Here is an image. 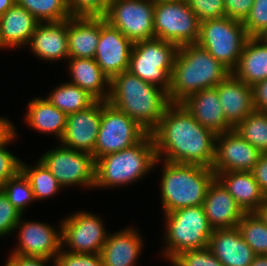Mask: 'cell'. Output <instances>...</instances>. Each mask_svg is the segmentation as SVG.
I'll return each instance as SVG.
<instances>
[{
  "instance_id": "f5cc1de1",
  "label": "cell",
  "mask_w": 267,
  "mask_h": 266,
  "mask_svg": "<svg viewBox=\"0 0 267 266\" xmlns=\"http://www.w3.org/2000/svg\"><path fill=\"white\" fill-rule=\"evenodd\" d=\"M149 1H151L153 3H156V2H159V1H166V0H149Z\"/></svg>"
},
{
  "instance_id": "74e56055",
  "label": "cell",
  "mask_w": 267,
  "mask_h": 266,
  "mask_svg": "<svg viewBox=\"0 0 267 266\" xmlns=\"http://www.w3.org/2000/svg\"><path fill=\"white\" fill-rule=\"evenodd\" d=\"M72 16H105L112 0H66Z\"/></svg>"
},
{
  "instance_id": "30bf717a",
  "label": "cell",
  "mask_w": 267,
  "mask_h": 266,
  "mask_svg": "<svg viewBox=\"0 0 267 266\" xmlns=\"http://www.w3.org/2000/svg\"><path fill=\"white\" fill-rule=\"evenodd\" d=\"M200 20L186 0H166L155 3V38L171 42L178 47L197 44Z\"/></svg>"
},
{
  "instance_id": "bcb514c9",
  "label": "cell",
  "mask_w": 267,
  "mask_h": 266,
  "mask_svg": "<svg viewBox=\"0 0 267 266\" xmlns=\"http://www.w3.org/2000/svg\"><path fill=\"white\" fill-rule=\"evenodd\" d=\"M252 174L260 189L267 197V153H262L260 159L252 169Z\"/></svg>"
},
{
  "instance_id": "52a82bcc",
  "label": "cell",
  "mask_w": 267,
  "mask_h": 266,
  "mask_svg": "<svg viewBox=\"0 0 267 266\" xmlns=\"http://www.w3.org/2000/svg\"><path fill=\"white\" fill-rule=\"evenodd\" d=\"M177 50L176 44L159 38L138 41L133 44L128 71L168 92Z\"/></svg>"
},
{
  "instance_id": "7dc6e473",
  "label": "cell",
  "mask_w": 267,
  "mask_h": 266,
  "mask_svg": "<svg viewBox=\"0 0 267 266\" xmlns=\"http://www.w3.org/2000/svg\"><path fill=\"white\" fill-rule=\"evenodd\" d=\"M7 118L0 117V144L7 142L17 131Z\"/></svg>"
},
{
  "instance_id": "db71d44e",
  "label": "cell",
  "mask_w": 267,
  "mask_h": 266,
  "mask_svg": "<svg viewBox=\"0 0 267 266\" xmlns=\"http://www.w3.org/2000/svg\"><path fill=\"white\" fill-rule=\"evenodd\" d=\"M3 49L4 47H3V45H2V43H1V40H0V49Z\"/></svg>"
},
{
  "instance_id": "f1b7e54d",
  "label": "cell",
  "mask_w": 267,
  "mask_h": 266,
  "mask_svg": "<svg viewBox=\"0 0 267 266\" xmlns=\"http://www.w3.org/2000/svg\"><path fill=\"white\" fill-rule=\"evenodd\" d=\"M66 118L67 115L46 98H35L28 103L24 121L38 132L56 135L60 141L65 132Z\"/></svg>"
},
{
  "instance_id": "f546056e",
  "label": "cell",
  "mask_w": 267,
  "mask_h": 266,
  "mask_svg": "<svg viewBox=\"0 0 267 266\" xmlns=\"http://www.w3.org/2000/svg\"><path fill=\"white\" fill-rule=\"evenodd\" d=\"M46 99L66 115L86 109L96 101L87 91L69 82L56 87Z\"/></svg>"
},
{
  "instance_id": "5b68a950",
  "label": "cell",
  "mask_w": 267,
  "mask_h": 266,
  "mask_svg": "<svg viewBox=\"0 0 267 266\" xmlns=\"http://www.w3.org/2000/svg\"><path fill=\"white\" fill-rule=\"evenodd\" d=\"M161 199L164 214L203 205L214 171L202 165L163 160Z\"/></svg>"
},
{
  "instance_id": "3957f363",
  "label": "cell",
  "mask_w": 267,
  "mask_h": 266,
  "mask_svg": "<svg viewBox=\"0 0 267 266\" xmlns=\"http://www.w3.org/2000/svg\"><path fill=\"white\" fill-rule=\"evenodd\" d=\"M231 72L198 44L179 46L170 76V103H182L190 95L216 87Z\"/></svg>"
},
{
  "instance_id": "484cf974",
  "label": "cell",
  "mask_w": 267,
  "mask_h": 266,
  "mask_svg": "<svg viewBox=\"0 0 267 266\" xmlns=\"http://www.w3.org/2000/svg\"><path fill=\"white\" fill-rule=\"evenodd\" d=\"M71 77L69 83L87 91L98 101H107L110 79L103 73L94 58H68Z\"/></svg>"
},
{
  "instance_id": "ab89813d",
  "label": "cell",
  "mask_w": 267,
  "mask_h": 266,
  "mask_svg": "<svg viewBox=\"0 0 267 266\" xmlns=\"http://www.w3.org/2000/svg\"><path fill=\"white\" fill-rule=\"evenodd\" d=\"M21 216L0 188V237L13 233Z\"/></svg>"
},
{
  "instance_id": "d590c367",
  "label": "cell",
  "mask_w": 267,
  "mask_h": 266,
  "mask_svg": "<svg viewBox=\"0 0 267 266\" xmlns=\"http://www.w3.org/2000/svg\"><path fill=\"white\" fill-rule=\"evenodd\" d=\"M170 262L174 266H224L208 247L181 252Z\"/></svg>"
},
{
  "instance_id": "c3c4849f",
  "label": "cell",
  "mask_w": 267,
  "mask_h": 266,
  "mask_svg": "<svg viewBox=\"0 0 267 266\" xmlns=\"http://www.w3.org/2000/svg\"><path fill=\"white\" fill-rule=\"evenodd\" d=\"M256 213L260 216V218L267 226V197L265 198V201L261 204V206L257 209Z\"/></svg>"
},
{
  "instance_id": "4316f807",
  "label": "cell",
  "mask_w": 267,
  "mask_h": 266,
  "mask_svg": "<svg viewBox=\"0 0 267 266\" xmlns=\"http://www.w3.org/2000/svg\"><path fill=\"white\" fill-rule=\"evenodd\" d=\"M216 177L226 187L244 213L256 212L265 201L266 196L252 172H219Z\"/></svg>"
},
{
  "instance_id": "f6af8a7d",
  "label": "cell",
  "mask_w": 267,
  "mask_h": 266,
  "mask_svg": "<svg viewBox=\"0 0 267 266\" xmlns=\"http://www.w3.org/2000/svg\"><path fill=\"white\" fill-rule=\"evenodd\" d=\"M51 259L44 257H32V256H21L17 254H11L8 261H6L5 266H46V262ZM54 266L55 260L53 261Z\"/></svg>"
},
{
  "instance_id": "cb8c5ba5",
  "label": "cell",
  "mask_w": 267,
  "mask_h": 266,
  "mask_svg": "<svg viewBox=\"0 0 267 266\" xmlns=\"http://www.w3.org/2000/svg\"><path fill=\"white\" fill-rule=\"evenodd\" d=\"M100 38V16L68 19L69 58H94Z\"/></svg>"
},
{
  "instance_id": "4fadbf2b",
  "label": "cell",
  "mask_w": 267,
  "mask_h": 266,
  "mask_svg": "<svg viewBox=\"0 0 267 266\" xmlns=\"http://www.w3.org/2000/svg\"><path fill=\"white\" fill-rule=\"evenodd\" d=\"M62 247L67 252L98 254L106 242L108 233L102 219L86 211L76 212L61 221Z\"/></svg>"
},
{
  "instance_id": "e575fe53",
  "label": "cell",
  "mask_w": 267,
  "mask_h": 266,
  "mask_svg": "<svg viewBox=\"0 0 267 266\" xmlns=\"http://www.w3.org/2000/svg\"><path fill=\"white\" fill-rule=\"evenodd\" d=\"M11 204L23 215L26 206L36 201L29 180L20 170L1 187Z\"/></svg>"
},
{
  "instance_id": "277c9868",
  "label": "cell",
  "mask_w": 267,
  "mask_h": 266,
  "mask_svg": "<svg viewBox=\"0 0 267 266\" xmlns=\"http://www.w3.org/2000/svg\"><path fill=\"white\" fill-rule=\"evenodd\" d=\"M158 161L153 137L148 133L132 147L96 160L94 188L129 185L148 174Z\"/></svg>"
},
{
  "instance_id": "9c48e42d",
  "label": "cell",
  "mask_w": 267,
  "mask_h": 266,
  "mask_svg": "<svg viewBox=\"0 0 267 266\" xmlns=\"http://www.w3.org/2000/svg\"><path fill=\"white\" fill-rule=\"evenodd\" d=\"M148 132L126 113L108 101H101V121L94 152L95 161L141 141Z\"/></svg>"
},
{
  "instance_id": "8992f818",
  "label": "cell",
  "mask_w": 267,
  "mask_h": 266,
  "mask_svg": "<svg viewBox=\"0 0 267 266\" xmlns=\"http://www.w3.org/2000/svg\"><path fill=\"white\" fill-rule=\"evenodd\" d=\"M164 257L172 260L181 252L208 247L213 229L203 205L181 208L165 213Z\"/></svg>"
},
{
  "instance_id": "681fc988",
  "label": "cell",
  "mask_w": 267,
  "mask_h": 266,
  "mask_svg": "<svg viewBox=\"0 0 267 266\" xmlns=\"http://www.w3.org/2000/svg\"><path fill=\"white\" fill-rule=\"evenodd\" d=\"M15 3L16 0H0V16L9 10Z\"/></svg>"
},
{
  "instance_id": "603a6c76",
  "label": "cell",
  "mask_w": 267,
  "mask_h": 266,
  "mask_svg": "<svg viewBox=\"0 0 267 266\" xmlns=\"http://www.w3.org/2000/svg\"><path fill=\"white\" fill-rule=\"evenodd\" d=\"M142 247L143 239L133 227L108 234L100 253L103 266H134Z\"/></svg>"
},
{
  "instance_id": "4dcf8cb0",
  "label": "cell",
  "mask_w": 267,
  "mask_h": 266,
  "mask_svg": "<svg viewBox=\"0 0 267 266\" xmlns=\"http://www.w3.org/2000/svg\"><path fill=\"white\" fill-rule=\"evenodd\" d=\"M21 171L29 180L36 201L50 198L63 188L40 160L34 166L21 162Z\"/></svg>"
},
{
  "instance_id": "b9f144b4",
  "label": "cell",
  "mask_w": 267,
  "mask_h": 266,
  "mask_svg": "<svg viewBox=\"0 0 267 266\" xmlns=\"http://www.w3.org/2000/svg\"><path fill=\"white\" fill-rule=\"evenodd\" d=\"M64 249L65 248H62L54 259L56 266H103L102 256L100 253H70Z\"/></svg>"
},
{
  "instance_id": "1f68e13d",
  "label": "cell",
  "mask_w": 267,
  "mask_h": 266,
  "mask_svg": "<svg viewBox=\"0 0 267 266\" xmlns=\"http://www.w3.org/2000/svg\"><path fill=\"white\" fill-rule=\"evenodd\" d=\"M233 129L261 153H267V112L254 110Z\"/></svg>"
},
{
  "instance_id": "f35d334b",
  "label": "cell",
  "mask_w": 267,
  "mask_h": 266,
  "mask_svg": "<svg viewBox=\"0 0 267 266\" xmlns=\"http://www.w3.org/2000/svg\"><path fill=\"white\" fill-rule=\"evenodd\" d=\"M243 25L249 37H255L267 27V0H254Z\"/></svg>"
},
{
  "instance_id": "60d3db41",
  "label": "cell",
  "mask_w": 267,
  "mask_h": 266,
  "mask_svg": "<svg viewBox=\"0 0 267 266\" xmlns=\"http://www.w3.org/2000/svg\"><path fill=\"white\" fill-rule=\"evenodd\" d=\"M16 137L17 133H15L7 142L0 144V187L21 170L22 161L8 151L6 147L11 144Z\"/></svg>"
},
{
  "instance_id": "2e32d148",
  "label": "cell",
  "mask_w": 267,
  "mask_h": 266,
  "mask_svg": "<svg viewBox=\"0 0 267 266\" xmlns=\"http://www.w3.org/2000/svg\"><path fill=\"white\" fill-rule=\"evenodd\" d=\"M18 221L15 230L19 229V244L11 254L55 259L62 247V226L56 228L37 221ZM60 231V232H59Z\"/></svg>"
},
{
  "instance_id": "5bb4252c",
  "label": "cell",
  "mask_w": 267,
  "mask_h": 266,
  "mask_svg": "<svg viewBox=\"0 0 267 266\" xmlns=\"http://www.w3.org/2000/svg\"><path fill=\"white\" fill-rule=\"evenodd\" d=\"M261 152L243 139L234 129L216 135L215 158L211 169L219 172H251Z\"/></svg>"
},
{
  "instance_id": "ffe728a7",
  "label": "cell",
  "mask_w": 267,
  "mask_h": 266,
  "mask_svg": "<svg viewBox=\"0 0 267 266\" xmlns=\"http://www.w3.org/2000/svg\"><path fill=\"white\" fill-rule=\"evenodd\" d=\"M208 248L224 266H250L256 256L237 226L213 230Z\"/></svg>"
},
{
  "instance_id": "d6986e66",
  "label": "cell",
  "mask_w": 267,
  "mask_h": 266,
  "mask_svg": "<svg viewBox=\"0 0 267 266\" xmlns=\"http://www.w3.org/2000/svg\"><path fill=\"white\" fill-rule=\"evenodd\" d=\"M215 88L225 119L233 128L255 110L252 86L232 73Z\"/></svg>"
},
{
  "instance_id": "d6a6232c",
  "label": "cell",
  "mask_w": 267,
  "mask_h": 266,
  "mask_svg": "<svg viewBox=\"0 0 267 266\" xmlns=\"http://www.w3.org/2000/svg\"><path fill=\"white\" fill-rule=\"evenodd\" d=\"M39 22H62L72 17L66 0H16Z\"/></svg>"
},
{
  "instance_id": "83f0119b",
  "label": "cell",
  "mask_w": 267,
  "mask_h": 266,
  "mask_svg": "<svg viewBox=\"0 0 267 266\" xmlns=\"http://www.w3.org/2000/svg\"><path fill=\"white\" fill-rule=\"evenodd\" d=\"M231 73L250 86L267 79V44L257 37H248Z\"/></svg>"
},
{
  "instance_id": "7c38bea8",
  "label": "cell",
  "mask_w": 267,
  "mask_h": 266,
  "mask_svg": "<svg viewBox=\"0 0 267 266\" xmlns=\"http://www.w3.org/2000/svg\"><path fill=\"white\" fill-rule=\"evenodd\" d=\"M155 3L149 0H112L105 19L132 43L155 38Z\"/></svg>"
},
{
  "instance_id": "816d5d0a",
  "label": "cell",
  "mask_w": 267,
  "mask_h": 266,
  "mask_svg": "<svg viewBox=\"0 0 267 266\" xmlns=\"http://www.w3.org/2000/svg\"><path fill=\"white\" fill-rule=\"evenodd\" d=\"M255 37H257L261 42L267 44V27L259 32Z\"/></svg>"
},
{
  "instance_id": "8fae6325",
  "label": "cell",
  "mask_w": 267,
  "mask_h": 266,
  "mask_svg": "<svg viewBox=\"0 0 267 266\" xmlns=\"http://www.w3.org/2000/svg\"><path fill=\"white\" fill-rule=\"evenodd\" d=\"M62 187L80 185L94 188L96 161L92 154L58 146L39 159Z\"/></svg>"
},
{
  "instance_id": "ba28073f",
  "label": "cell",
  "mask_w": 267,
  "mask_h": 266,
  "mask_svg": "<svg viewBox=\"0 0 267 266\" xmlns=\"http://www.w3.org/2000/svg\"><path fill=\"white\" fill-rule=\"evenodd\" d=\"M248 37L242 22L223 17L200 22L197 44L232 72Z\"/></svg>"
},
{
  "instance_id": "f907efd6",
  "label": "cell",
  "mask_w": 267,
  "mask_h": 266,
  "mask_svg": "<svg viewBox=\"0 0 267 266\" xmlns=\"http://www.w3.org/2000/svg\"><path fill=\"white\" fill-rule=\"evenodd\" d=\"M250 266H267V255H256Z\"/></svg>"
},
{
  "instance_id": "e0dca14e",
  "label": "cell",
  "mask_w": 267,
  "mask_h": 266,
  "mask_svg": "<svg viewBox=\"0 0 267 266\" xmlns=\"http://www.w3.org/2000/svg\"><path fill=\"white\" fill-rule=\"evenodd\" d=\"M101 121V101L90 107L71 113L66 118V128L60 143L62 146L92 154Z\"/></svg>"
},
{
  "instance_id": "44dd1931",
  "label": "cell",
  "mask_w": 267,
  "mask_h": 266,
  "mask_svg": "<svg viewBox=\"0 0 267 266\" xmlns=\"http://www.w3.org/2000/svg\"><path fill=\"white\" fill-rule=\"evenodd\" d=\"M68 20L40 22L34 31L29 47L31 52L44 61L68 60Z\"/></svg>"
},
{
  "instance_id": "7402d4cb",
  "label": "cell",
  "mask_w": 267,
  "mask_h": 266,
  "mask_svg": "<svg viewBox=\"0 0 267 266\" xmlns=\"http://www.w3.org/2000/svg\"><path fill=\"white\" fill-rule=\"evenodd\" d=\"M181 104L184 105L196 121L216 135L233 129L225 119L215 87L194 93Z\"/></svg>"
},
{
  "instance_id": "9a60e30c",
  "label": "cell",
  "mask_w": 267,
  "mask_h": 266,
  "mask_svg": "<svg viewBox=\"0 0 267 266\" xmlns=\"http://www.w3.org/2000/svg\"><path fill=\"white\" fill-rule=\"evenodd\" d=\"M133 44L104 16H100V38L94 59L110 80L128 70Z\"/></svg>"
},
{
  "instance_id": "d4e9b609",
  "label": "cell",
  "mask_w": 267,
  "mask_h": 266,
  "mask_svg": "<svg viewBox=\"0 0 267 266\" xmlns=\"http://www.w3.org/2000/svg\"><path fill=\"white\" fill-rule=\"evenodd\" d=\"M39 23L27 9L15 3L0 16V40L3 47L28 45Z\"/></svg>"
},
{
  "instance_id": "ee69618b",
  "label": "cell",
  "mask_w": 267,
  "mask_h": 266,
  "mask_svg": "<svg viewBox=\"0 0 267 266\" xmlns=\"http://www.w3.org/2000/svg\"><path fill=\"white\" fill-rule=\"evenodd\" d=\"M252 90L254 109L267 112V79L255 83Z\"/></svg>"
},
{
  "instance_id": "ac0fdd59",
  "label": "cell",
  "mask_w": 267,
  "mask_h": 266,
  "mask_svg": "<svg viewBox=\"0 0 267 266\" xmlns=\"http://www.w3.org/2000/svg\"><path fill=\"white\" fill-rule=\"evenodd\" d=\"M203 206L213 230L236 227L245 214L217 177L209 185Z\"/></svg>"
},
{
  "instance_id": "6da1fadb",
  "label": "cell",
  "mask_w": 267,
  "mask_h": 266,
  "mask_svg": "<svg viewBox=\"0 0 267 266\" xmlns=\"http://www.w3.org/2000/svg\"><path fill=\"white\" fill-rule=\"evenodd\" d=\"M157 159L211 168L216 134L196 121L181 103H170L151 132Z\"/></svg>"
},
{
  "instance_id": "7bdbcfd3",
  "label": "cell",
  "mask_w": 267,
  "mask_h": 266,
  "mask_svg": "<svg viewBox=\"0 0 267 266\" xmlns=\"http://www.w3.org/2000/svg\"><path fill=\"white\" fill-rule=\"evenodd\" d=\"M253 3L254 0H224L226 17L243 23Z\"/></svg>"
},
{
  "instance_id": "8d00e7d4",
  "label": "cell",
  "mask_w": 267,
  "mask_h": 266,
  "mask_svg": "<svg viewBox=\"0 0 267 266\" xmlns=\"http://www.w3.org/2000/svg\"><path fill=\"white\" fill-rule=\"evenodd\" d=\"M200 22L226 17L224 0H186Z\"/></svg>"
},
{
  "instance_id": "7a4b0ae2",
  "label": "cell",
  "mask_w": 267,
  "mask_h": 266,
  "mask_svg": "<svg viewBox=\"0 0 267 266\" xmlns=\"http://www.w3.org/2000/svg\"><path fill=\"white\" fill-rule=\"evenodd\" d=\"M107 101L126 113L148 133L158 126L170 104L167 91L158 85L143 81L128 70L110 80Z\"/></svg>"
},
{
  "instance_id": "836d02e7",
  "label": "cell",
  "mask_w": 267,
  "mask_h": 266,
  "mask_svg": "<svg viewBox=\"0 0 267 266\" xmlns=\"http://www.w3.org/2000/svg\"><path fill=\"white\" fill-rule=\"evenodd\" d=\"M237 227L256 255H267V226L256 212L245 213Z\"/></svg>"
}]
</instances>
